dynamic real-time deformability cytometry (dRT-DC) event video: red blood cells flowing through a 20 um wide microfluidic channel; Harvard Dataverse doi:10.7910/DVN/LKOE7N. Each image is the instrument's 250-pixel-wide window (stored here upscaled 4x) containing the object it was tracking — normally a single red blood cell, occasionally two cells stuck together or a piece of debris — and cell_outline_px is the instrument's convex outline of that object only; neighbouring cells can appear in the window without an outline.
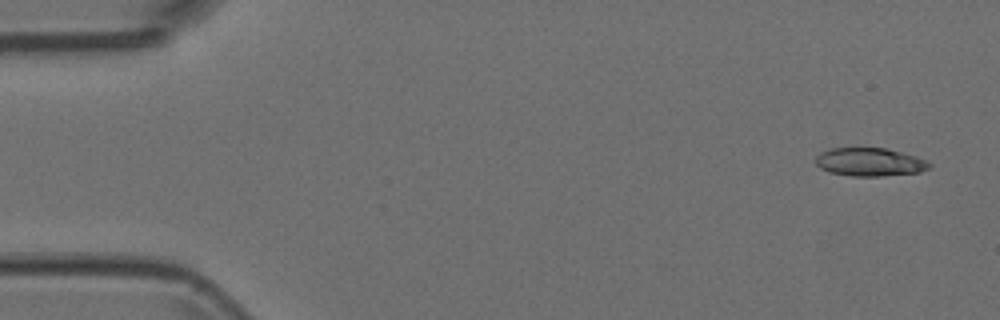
{"species": "Egyptian fruit bat (a non-hibernating species)", "species_latin": "Rousettus aegyptiacus", "temperature_condition": "room temperature", "stored_images_in_passage": 4, "camera_frame_rate_fps": 3000, "um_per_image_px": 0.085, "animal": {"sex": "female"}, "frame": {"image": 1, "passage_image": 1, "time_ms": 0.0, "image_size_px": [1000, 320], "cell_outline_px": [[932, 164], [928, 168], [920, 172], [880, 176], [852, 176], [832, 172], [820, 168], [816, 164], [816, 156], [820, 152], [832, 148], [884, 148], [916, 156], [928, 160]], "centroid_in_image_um": [73.94, 13.77], "position_along_channel_um": 11.1, "area_um2": 18.61}}
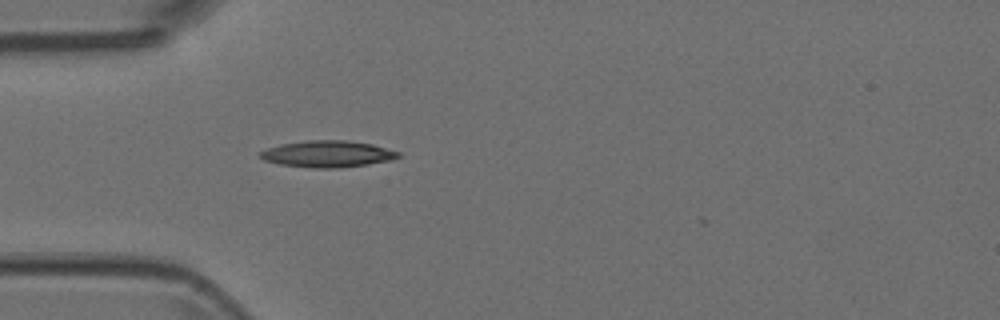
{"frame": {"image": 2, "passage_image": 4, "time_ms": 1.0, "image_size_px": [1000, 320], "cell_outline_px": [[400, 156], [392, 160], [368, 164], [340, 168], [312, 168], [280, 164], [264, 160], [260, 156], [260, 152], [268, 148], [280, 144], [308, 140], [344, 140], [372, 144], [400, 152]], "centroid_in_image_um": [27.86, 13.09], "position_along_channel_um": 57.1, "area_um2": 21.33}}